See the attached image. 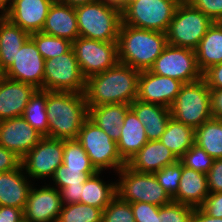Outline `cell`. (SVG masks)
<instances>
[{
  "mask_svg": "<svg viewBox=\"0 0 222 222\" xmlns=\"http://www.w3.org/2000/svg\"><path fill=\"white\" fill-rule=\"evenodd\" d=\"M62 207L60 191L55 187H31L23 210L24 222H57Z\"/></svg>",
  "mask_w": 222,
  "mask_h": 222,
  "instance_id": "obj_16",
  "label": "cell"
},
{
  "mask_svg": "<svg viewBox=\"0 0 222 222\" xmlns=\"http://www.w3.org/2000/svg\"><path fill=\"white\" fill-rule=\"evenodd\" d=\"M171 117L194 129L213 118L211 90L205 79L184 83L170 107Z\"/></svg>",
  "mask_w": 222,
  "mask_h": 222,
  "instance_id": "obj_5",
  "label": "cell"
},
{
  "mask_svg": "<svg viewBox=\"0 0 222 222\" xmlns=\"http://www.w3.org/2000/svg\"><path fill=\"white\" fill-rule=\"evenodd\" d=\"M47 91L37 89L31 96L23 118L43 137H48V117L46 110Z\"/></svg>",
  "mask_w": 222,
  "mask_h": 222,
  "instance_id": "obj_32",
  "label": "cell"
},
{
  "mask_svg": "<svg viewBox=\"0 0 222 222\" xmlns=\"http://www.w3.org/2000/svg\"><path fill=\"white\" fill-rule=\"evenodd\" d=\"M77 140L98 172L104 171L103 169L106 170V168H113L117 173L126 165L119 154L117 142L89 118L80 129Z\"/></svg>",
  "mask_w": 222,
  "mask_h": 222,
  "instance_id": "obj_9",
  "label": "cell"
},
{
  "mask_svg": "<svg viewBox=\"0 0 222 222\" xmlns=\"http://www.w3.org/2000/svg\"><path fill=\"white\" fill-rule=\"evenodd\" d=\"M140 71L118 62L110 69L86 79L87 106L131 104L137 98Z\"/></svg>",
  "mask_w": 222,
  "mask_h": 222,
  "instance_id": "obj_1",
  "label": "cell"
},
{
  "mask_svg": "<svg viewBox=\"0 0 222 222\" xmlns=\"http://www.w3.org/2000/svg\"><path fill=\"white\" fill-rule=\"evenodd\" d=\"M182 85L176 79L157 75L149 70L140 71L136 99L170 108Z\"/></svg>",
  "mask_w": 222,
  "mask_h": 222,
  "instance_id": "obj_15",
  "label": "cell"
},
{
  "mask_svg": "<svg viewBox=\"0 0 222 222\" xmlns=\"http://www.w3.org/2000/svg\"><path fill=\"white\" fill-rule=\"evenodd\" d=\"M79 36L105 42H117L122 11L101 1L75 7Z\"/></svg>",
  "mask_w": 222,
  "mask_h": 222,
  "instance_id": "obj_4",
  "label": "cell"
},
{
  "mask_svg": "<svg viewBox=\"0 0 222 222\" xmlns=\"http://www.w3.org/2000/svg\"><path fill=\"white\" fill-rule=\"evenodd\" d=\"M90 176L84 183L81 192L80 203L98 207L104 210L108 204L117 196L116 182L108 183L99 178V174Z\"/></svg>",
  "mask_w": 222,
  "mask_h": 222,
  "instance_id": "obj_30",
  "label": "cell"
},
{
  "mask_svg": "<svg viewBox=\"0 0 222 222\" xmlns=\"http://www.w3.org/2000/svg\"><path fill=\"white\" fill-rule=\"evenodd\" d=\"M159 185L166 193L173 198L179 189V182L182 175V163L178 160L176 163L165 166L154 173Z\"/></svg>",
  "mask_w": 222,
  "mask_h": 222,
  "instance_id": "obj_37",
  "label": "cell"
},
{
  "mask_svg": "<svg viewBox=\"0 0 222 222\" xmlns=\"http://www.w3.org/2000/svg\"><path fill=\"white\" fill-rule=\"evenodd\" d=\"M64 139L43 137L21 160L30 178H52L55 170L63 164Z\"/></svg>",
  "mask_w": 222,
  "mask_h": 222,
  "instance_id": "obj_13",
  "label": "cell"
},
{
  "mask_svg": "<svg viewBox=\"0 0 222 222\" xmlns=\"http://www.w3.org/2000/svg\"><path fill=\"white\" fill-rule=\"evenodd\" d=\"M147 142L144 124L130 109L123 120L120 138L117 142L121 158L127 163Z\"/></svg>",
  "mask_w": 222,
  "mask_h": 222,
  "instance_id": "obj_26",
  "label": "cell"
},
{
  "mask_svg": "<svg viewBox=\"0 0 222 222\" xmlns=\"http://www.w3.org/2000/svg\"><path fill=\"white\" fill-rule=\"evenodd\" d=\"M21 160L14 152L0 146V172H8L19 168Z\"/></svg>",
  "mask_w": 222,
  "mask_h": 222,
  "instance_id": "obj_45",
  "label": "cell"
},
{
  "mask_svg": "<svg viewBox=\"0 0 222 222\" xmlns=\"http://www.w3.org/2000/svg\"><path fill=\"white\" fill-rule=\"evenodd\" d=\"M179 160L195 143V129L170 118L159 140Z\"/></svg>",
  "mask_w": 222,
  "mask_h": 222,
  "instance_id": "obj_29",
  "label": "cell"
},
{
  "mask_svg": "<svg viewBox=\"0 0 222 222\" xmlns=\"http://www.w3.org/2000/svg\"><path fill=\"white\" fill-rule=\"evenodd\" d=\"M103 210L82 203L63 205L57 222H102Z\"/></svg>",
  "mask_w": 222,
  "mask_h": 222,
  "instance_id": "obj_34",
  "label": "cell"
},
{
  "mask_svg": "<svg viewBox=\"0 0 222 222\" xmlns=\"http://www.w3.org/2000/svg\"><path fill=\"white\" fill-rule=\"evenodd\" d=\"M82 75L88 77L104 72L119 62L117 42L78 37L72 42Z\"/></svg>",
  "mask_w": 222,
  "mask_h": 222,
  "instance_id": "obj_11",
  "label": "cell"
},
{
  "mask_svg": "<svg viewBox=\"0 0 222 222\" xmlns=\"http://www.w3.org/2000/svg\"><path fill=\"white\" fill-rule=\"evenodd\" d=\"M213 159L222 158V120L212 118L195 129V143Z\"/></svg>",
  "mask_w": 222,
  "mask_h": 222,
  "instance_id": "obj_31",
  "label": "cell"
},
{
  "mask_svg": "<svg viewBox=\"0 0 222 222\" xmlns=\"http://www.w3.org/2000/svg\"><path fill=\"white\" fill-rule=\"evenodd\" d=\"M96 173H84L81 169L67 168L61 164L52 176L53 185L57 190H61L67 186L84 185L90 176ZM56 185V186H55Z\"/></svg>",
  "mask_w": 222,
  "mask_h": 222,
  "instance_id": "obj_36",
  "label": "cell"
},
{
  "mask_svg": "<svg viewBox=\"0 0 222 222\" xmlns=\"http://www.w3.org/2000/svg\"><path fill=\"white\" fill-rule=\"evenodd\" d=\"M195 53L198 68L202 73L211 66L222 63V29L216 22L208 28Z\"/></svg>",
  "mask_w": 222,
  "mask_h": 222,
  "instance_id": "obj_28",
  "label": "cell"
},
{
  "mask_svg": "<svg viewBox=\"0 0 222 222\" xmlns=\"http://www.w3.org/2000/svg\"><path fill=\"white\" fill-rule=\"evenodd\" d=\"M45 59L29 38L18 50L14 62L6 70V78L30 84L43 90Z\"/></svg>",
  "mask_w": 222,
  "mask_h": 222,
  "instance_id": "obj_14",
  "label": "cell"
},
{
  "mask_svg": "<svg viewBox=\"0 0 222 222\" xmlns=\"http://www.w3.org/2000/svg\"><path fill=\"white\" fill-rule=\"evenodd\" d=\"M194 207L177 202L159 206L158 222H191Z\"/></svg>",
  "mask_w": 222,
  "mask_h": 222,
  "instance_id": "obj_39",
  "label": "cell"
},
{
  "mask_svg": "<svg viewBox=\"0 0 222 222\" xmlns=\"http://www.w3.org/2000/svg\"><path fill=\"white\" fill-rule=\"evenodd\" d=\"M135 222H158L159 206L143 203H130Z\"/></svg>",
  "mask_w": 222,
  "mask_h": 222,
  "instance_id": "obj_41",
  "label": "cell"
},
{
  "mask_svg": "<svg viewBox=\"0 0 222 222\" xmlns=\"http://www.w3.org/2000/svg\"><path fill=\"white\" fill-rule=\"evenodd\" d=\"M22 165L8 172H0V206L25 208L31 185ZM24 174V175H23Z\"/></svg>",
  "mask_w": 222,
  "mask_h": 222,
  "instance_id": "obj_22",
  "label": "cell"
},
{
  "mask_svg": "<svg viewBox=\"0 0 222 222\" xmlns=\"http://www.w3.org/2000/svg\"><path fill=\"white\" fill-rule=\"evenodd\" d=\"M86 78L82 75L73 48L45 60L43 90L84 93Z\"/></svg>",
  "mask_w": 222,
  "mask_h": 222,
  "instance_id": "obj_10",
  "label": "cell"
},
{
  "mask_svg": "<svg viewBox=\"0 0 222 222\" xmlns=\"http://www.w3.org/2000/svg\"><path fill=\"white\" fill-rule=\"evenodd\" d=\"M149 71L176 79L183 84L195 82L203 77L197 65L195 50L171 45L164 48Z\"/></svg>",
  "mask_w": 222,
  "mask_h": 222,
  "instance_id": "obj_12",
  "label": "cell"
},
{
  "mask_svg": "<svg viewBox=\"0 0 222 222\" xmlns=\"http://www.w3.org/2000/svg\"><path fill=\"white\" fill-rule=\"evenodd\" d=\"M30 34L13 24L8 18H0V65L7 70L14 62L21 46Z\"/></svg>",
  "mask_w": 222,
  "mask_h": 222,
  "instance_id": "obj_27",
  "label": "cell"
},
{
  "mask_svg": "<svg viewBox=\"0 0 222 222\" xmlns=\"http://www.w3.org/2000/svg\"><path fill=\"white\" fill-rule=\"evenodd\" d=\"M55 0H10L6 18L29 34L41 32Z\"/></svg>",
  "mask_w": 222,
  "mask_h": 222,
  "instance_id": "obj_18",
  "label": "cell"
},
{
  "mask_svg": "<svg viewBox=\"0 0 222 222\" xmlns=\"http://www.w3.org/2000/svg\"><path fill=\"white\" fill-rule=\"evenodd\" d=\"M102 222H135L131 204L116 196L103 210Z\"/></svg>",
  "mask_w": 222,
  "mask_h": 222,
  "instance_id": "obj_40",
  "label": "cell"
},
{
  "mask_svg": "<svg viewBox=\"0 0 222 222\" xmlns=\"http://www.w3.org/2000/svg\"><path fill=\"white\" fill-rule=\"evenodd\" d=\"M48 138L77 139L88 119L84 93L47 91Z\"/></svg>",
  "mask_w": 222,
  "mask_h": 222,
  "instance_id": "obj_2",
  "label": "cell"
},
{
  "mask_svg": "<svg viewBox=\"0 0 222 222\" xmlns=\"http://www.w3.org/2000/svg\"><path fill=\"white\" fill-rule=\"evenodd\" d=\"M194 8L216 22L222 17V0H186Z\"/></svg>",
  "mask_w": 222,
  "mask_h": 222,
  "instance_id": "obj_42",
  "label": "cell"
},
{
  "mask_svg": "<svg viewBox=\"0 0 222 222\" xmlns=\"http://www.w3.org/2000/svg\"><path fill=\"white\" fill-rule=\"evenodd\" d=\"M117 196L124 202H143L156 206L169 204L173 199L159 185L154 174L138 172L123 166L118 172Z\"/></svg>",
  "mask_w": 222,
  "mask_h": 222,
  "instance_id": "obj_8",
  "label": "cell"
},
{
  "mask_svg": "<svg viewBox=\"0 0 222 222\" xmlns=\"http://www.w3.org/2000/svg\"><path fill=\"white\" fill-rule=\"evenodd\" d=\"M6 79V70L0 65V85Z\"/></svg>",
  "mask_w": 222,
  "mask_h": 222,
  "instance_id": "obj_54",
  "label": "cell"
},
{
  "mask_svg": "<svg viewBox=\"0 0 222 222\" xmlns=\"http://www.w3.org/2000/svg\"><path fill=\"white\" fill-rule=\"evenodd\" d=\"M36 90L30 84L6 78L0 85V121L23 116Z\"/></svg>",
  "mask_w": 222,
  "mask_h": 222,
  "instance_id": "obj_19",
  "label": "cell"
},
{
  "mask_svg": "<svg viewBox=\"0 0 222 222\" xmlns=\"http://www.w3.org/2000/svg\"><path fill=\"white\" fill-rule=\"evenodd\" d=\"M118 59L132 68L149 70L168 45L166 33L121 24L118 36Z\"/></svg>",
  "mask_w": 222,
  "mask_h": 222,
  "instance_id": "obj_3",
  "label": "cell"
},
{
  "mask_svg": "<svg viewBox=\"0 0 222 222\" xmlns=\"http://www.w3.org/2000/svg\"><path fill=\"white\" fill-rule=\"evenodd\" d=\"M203 78L210 90L222 89V63L211 66L203 73Z\"/></svg>",
  "mask_w": 222,
  "mask_h": 222,
  "instance_id": "obj_46",
  "label": "cell"
},
{
  "mask_svg": "<svg viewBox=\"0 0 222 222\" xmlns=\"http://www.w3.org/2000/svg\"><path fill=\"white\" fill-rule=\"evenodd\" d=\"M213 22L206 14L182 0L166 32L168 45L195 50Z\"/></svg>",
  "mask_w": 222,
  "mask_h": 222,
  "instance_id": "obj_7",
  "label": "cell"
},
{
  "mask_svg": "<svg viewBox=\"0 0 222 222\" xmlns=\"http://www.w3.org/2000/svg\"><path fill=\"white\" fill-rule=\"evenodd\" d=\"M10 7V0H0V18H5L7 16Z\"/></svg>",
  "mask_w": 222,
  "mask_h": 222,
  "instance_id": "obj_53",
  "label": "cell"
},
{
  "mask_svg": "<svg viewBox=\"0 0 222 222\" xmlns=\"http://www.w3.org/2000/svg\"><path fill=\"white\" fill-rule=\"evenodd\" d=\"M63 164L67 168L81 169L84 173L98 172L77 139H64Z\"/></svg>",
  "mask_w": 222,
  "mask_h": 222,
  "instance_id": "obj_33",
  "label": "cell"
},
{
  "mask_svg": "<svg viewBox=\"0 0 222 222\" xmlns=\"http://www.w3.org/2000/svg\"><path fill=\"white\" fill-rule=\"evenodd\" d=\"M183 166L207 174L214 159L202 148L194 144L180 159Z\"/></svg>",
  "mask_w": 222,
  "mask_h": 222,
  "instance_id": "obj_38",
  "label": "cell"
},
{
  "mask_svg": "<svg viewBox=\"0 0 222 222\" xmlns=\"http://www.w3.org/2000/svg\"><path fill=\"white\" fill-rule=\"evenodd\" d=\"M43 138L24 118L0 121V146L21 159Z\"/></svg>",
  "mask_w": 222,
  "mask_h": 222,
  "instance_id": "obj_17",
  "label": "cell"
},
{
  "mask_svg": "<svg viewBox=\"0 0 222 222\" xmlns=\"http://www.w3.org/2000/svg\"><path fill=\"white\" fill-rule=\"evenodd\" d=\"M178 159L159 140L148 141L126 165L135 171L154 174Z\"/></svg>",
  "mask_w": 222,
  "mask_h": 222,
  "instance_id": "obj_21",
  "label": "cell"
},
{
  "mask_svg": "<svg viewBox=\"0 0 222 222\" xmlns=\"http://www.w3.org/2000/svg\"><path fill=\"white\" fill-rule=\"evenodd\" d=\"M191 222H222V218L212 217L200 207L194 209Z\"/></svg>",
  "mask_w": 222,
  "mask_h": 222,
  "instance_id": "obj_50",
  "label": "cell"
},
{
  "mask_svg": "<svg viewBox=\"0 0 222 222\" xmlns=\"http://www.w3.org/2000/svg\"><path fill=\"white\" fill-rule=\"evenodd\" d=\"M182 0H132L122 10V23L166 33Z\"/></svg>",
  "mask_w": 222,
  "mask_h": 222,
  "instance_id": "obj_6",
  "label": "cell"
},
{
  "mask_svg": "<svg viewBox=\"0 0 222 222\" xmlns=\"http://www.w3.org/2000/svg\"><path fill=\"white\" fill-rule=\"evenodd\" d=\"M207 174L187 168L182 164V175L174 202L200 208L209 195Z\"/></svg>",
  "mask_w": 222,
  "mask_h": 222,
  "instance_id": "obj_23",
  "label": "cell"
},
{
  "mask_svg": "<svg viewBox=\"0 0 222 222\" xmlns=\"http://www.w3.org/2000/svg\"><path fill=\"white\" fill-rule=\"evenodd\" d=\"M209 193L222 192V158L214 159L211 169L207 173Z\"/></svg>",
  "mask_w": 222,
  "mask_h": 222,
  "instance_id": "obj_43",
  "label": "cell"
},
{
  "mask_svg": "<svg viewBox=\"0 0 222 222\" xmlns=\"http://www.w3.org/2000/svg\"><path fill=\"white\" fill-rule=\"evenodd\" d=\"M130 109L136 114L139 121L144 124L148 141L160 140L171 118L170 108L135 99L130 104Z\"/></svg>",
  "mask_w": 222,
  "mask_h": 222,
  "instance_id": "obj_24",
  "label": "cell"
},
{
  "mask_svg": "<svg viewBox=\"0 0 222 222\" xmlns=\"http://www.w3.org/2000/svg\"><path fill=\"white\" fill-rule=\"evenodd\" d=\"M88 118L101 128L112 140L118 142L121 134V126L129 104H106L101 106H87Z\"/></svg>",
  "mask_w": 222,
  "mask_h": 222,
  "instance_id": "obj_25",
  "label": "cell"
},
{
  "mask_svg": "<svg viewBox=\"0 0 222 222\" xmlns=\"http://www.w3.org/2000/svg\"><path fill=\"white\" fill-rule=\"evenodd\" d=\"M58 1L62 4H66L75 8L81 5L94 3L98 0H58Z\"/></svg>",
  "mask_w": 222,
  "mask_h": 222,
  "instance_id": "obj_51",
  "label": "cell"
},
{
  "mask_svg": "<svg viewBox=\"0 0 222 222\" xmlns=\"http://www.w3.org/2000/svg\"><path fill=\"white\" fill-rule=\"evenodd\" d=\"M41 32L75 41L79 37L75 8L55 0L49 8Z\"/></svg>",
  "mask_w": 222,
  "mask_h": 222,
  "instance_id": "obj_20",
  "label": "cell"
},
{
  "mask_svg": "<svg viewBox=\"0 0 222 222\" xmlns=\"http://www.w3.org/2000/svg\"><path fill=\"white\" fill-rule=\"evenodd\" d=\"M0 222H24L23 209L0 206Z\"/></svg>",
  "mask_w": 222,
  "mask_h": 222,
  "instance_id": "obj_48",
  "label": "cell"
},
{
  "mask_svg": "<svg viewBox=\"0 0 222 222\" xmlns=\"http://www.w3.org/2000/svg\"><path fill=\"white\" fill-rule=\"evenodd\" d=\"M211 111L213 118L222 120V89L211 90Z\"/></svg>",
  "mask_w": 222,
  "mask_h": 222,
  "instance_id": "obj_49",
  "label": "cell"
},
{
  "mask_svg": "<svg viewBox=\"0 0 222 222\" xmlns=\"http://www.w3.org/2000/svg\"><path fill=\"white\" fill-rule=\"evenodd\" d=\"M84 185L67 186L60 190L63 205L80 203L81 192Z\"/></svg>",
  "mask_w": 222,
  "mask_h": 222,
  "instance_id": "obj_47",
  "label": "cell"
},
{
  "mask_svg": "<svg viewBox=\"0 0 222 222\" xmlns=\"http://www.w3.org/2000/svg\"><path fill=\"white\" fill-rule=\"evenodd\" d=\"M30 38L35 42L39 53L45 60L62 55L72 48V42L43 32L31 33Z\"/></svg>",
  "mask_w": 222,
  "mask_h": 222,
  "instance_id": "obj_35",
  "label": "cell"
},
{
  "mask_svg": "<svg viewBox=\"0 0 222 222\" xmlns=\"http://www.w3.org/2000/svg\"><path fill=\"white\" fill-rule=\"evenodd\" d=\"M201 208L212 217L222 218V192L210 193Z\"/></svg>",
  "mask_w": 222,
  "mask_h": 222,
  "instance_id": "obj_44",
  "label": "cell"
},
{
  "mask_svg": "<svg viewBox=\"0 0 222 222\" xmlns=\"http://www.w3.org/2000/svg\"><path fill=\"white\" fill-rule=\"evenodd\" d=\"M216 23L219 25V27L222 29V17H220Z\"/></svg>",
  "mask_w": 222,
  "mask_h": 222,
  "instance_id": "obj_55",
  "label": "cell"
},
{
  "mask_svg": "<svg viewBox=\"0 0 222 222\" xmlns=\"http://www.w3.org/2000/svg\"><path fill=\"white\" fill-rule=\"evenodd\" d=\"M98 1H101L106 5L116 7L122 11L126 7L128 0H98Z\"/></svg>",
  "mask_w": 222,
  "mask_h": 222,
  "instance_id": "obj_52",
  "label": "cell"
}]
</instances>
